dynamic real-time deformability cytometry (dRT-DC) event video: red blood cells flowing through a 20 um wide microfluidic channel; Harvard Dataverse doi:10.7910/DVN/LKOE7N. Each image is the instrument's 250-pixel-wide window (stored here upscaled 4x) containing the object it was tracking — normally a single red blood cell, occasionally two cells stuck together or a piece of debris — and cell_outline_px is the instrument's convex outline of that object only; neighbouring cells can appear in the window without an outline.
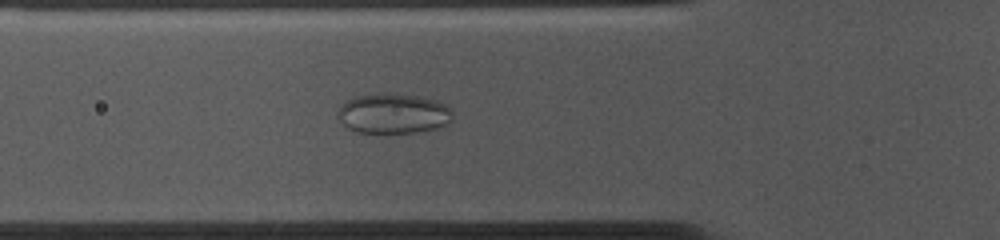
{"species": "common noctule bat (a hibernating species)", "species_latin": "Nyctalus noctula", "temperature_condition": "cold", "stored_images_in_passage": 53, "camera_frame_rate_fps": 3000, "um_per_image_px": 0.085, "animal": {"sex": "female", "body_mass_g": 10.0, "forearm_length_mm": 53.1}, "frame": {"image": 1, "passage_image": 17, "time_ms": 5.333, "image_size_px": [1000, 240], "cell_outline_px": [[452, 120], [448, 124], [440, 128], [420, 132], [356, 132], [348, 128], [336, 116], [340, 104], [344, 100], [356, 96], [384, 92], [416, 96], [436, 100], [444, 104], [452, 112]], "centroid_in_image_um": [33.41, 9.64], "position_along_channel_um": 92.4, "area_um2": 27.05}}
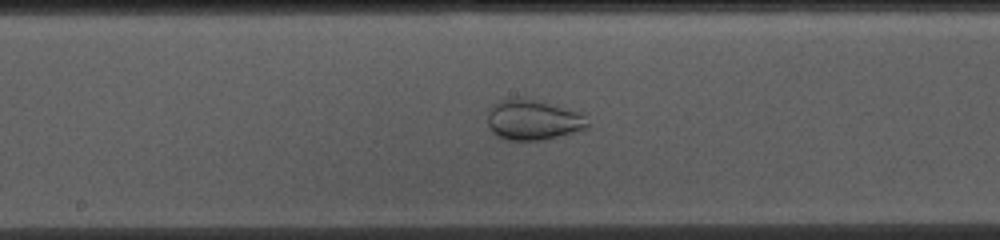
{"frame": {"image": 2, "passage_image": 26, "time_ms": 8.333, "image_size_px": [1000, 240], "cell_outline_px": [[588, 128], [544, 140], [508, 140], [496, 136], [492, 132], [488, 124], [488, 112], [492, 104], [508, 96], [524, 96], [580, 112], [584, 116], [588, 124]], "centroid_in_image_um": [45.26, 10.16], "position_along_channel_um": 202.9, "area_um2": 23.93}}
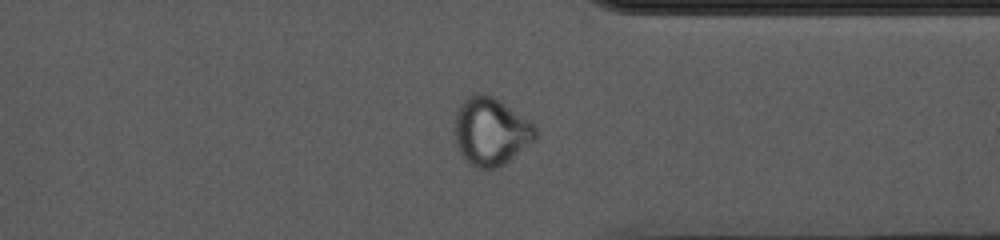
{"frame": {"image": 3, "passage_image": 40, "time_ms": 13.0, "image_size_px": [1000, 240], "cell_outline_px": [[540, 132], [536, 140], [504, 164], [492, 168], [476, 168], [468, 164], [460, 156], [452, 132], [456, 112], [460, 104], [468, 96], [480, 92], [492, 96], [500, 100], [532, 120]], "centroid_in_image_um": [41.72, 11.17], "position_along_channel_um": 369.7, "area_um2": 32.95}}